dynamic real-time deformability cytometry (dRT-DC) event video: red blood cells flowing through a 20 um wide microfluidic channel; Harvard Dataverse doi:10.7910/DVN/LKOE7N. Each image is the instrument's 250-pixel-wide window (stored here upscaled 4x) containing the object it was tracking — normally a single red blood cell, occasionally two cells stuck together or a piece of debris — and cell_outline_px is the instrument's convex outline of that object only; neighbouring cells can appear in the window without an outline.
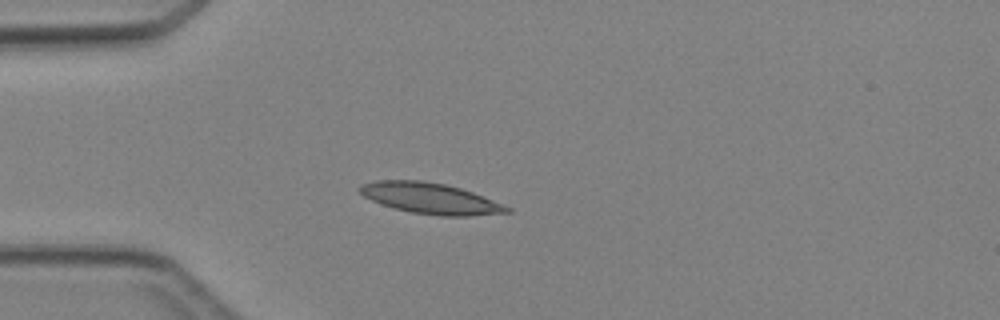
{"species": "Egyptian fruit bat (a non-hibernating species)", "species_latin": "Rousettus aegyptiacus", "temperature_condition": "cold", "stored_images_in_passage": 4, "camera_frame_rate_fps": 3000, "um_per_image_px": 0.085, "animal": {"sex": "female"}, "frame": {"image": 1, "passage_image": 4, "time_ms": 3.333, "image_size_px": [1000, 320], "cell_outline_px": [[512, 212], [468, 216], [440, 216], [412, 212], [396, 208], [372, 200], [364, 196], [356, 188], [360, 184], [376, 180], [420, 180], [444, 184], [460, 188], [472, 192], [504, 204], [512, 208]], "centroid_in_image_um": [36.6, 16.85], "position_along_channel_um": 48.4, "area_um2": 26.36}}